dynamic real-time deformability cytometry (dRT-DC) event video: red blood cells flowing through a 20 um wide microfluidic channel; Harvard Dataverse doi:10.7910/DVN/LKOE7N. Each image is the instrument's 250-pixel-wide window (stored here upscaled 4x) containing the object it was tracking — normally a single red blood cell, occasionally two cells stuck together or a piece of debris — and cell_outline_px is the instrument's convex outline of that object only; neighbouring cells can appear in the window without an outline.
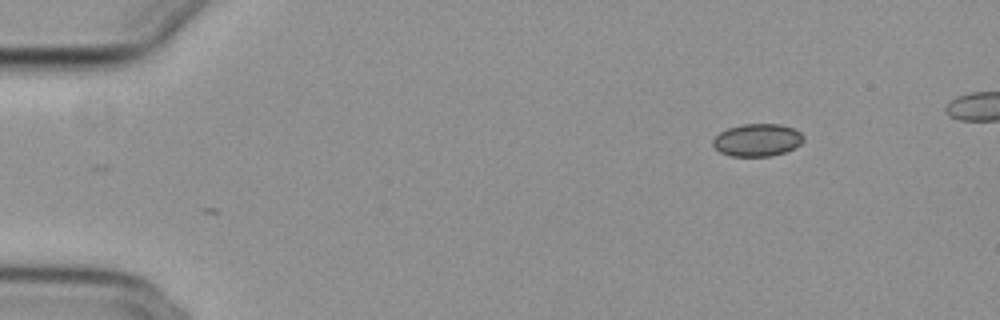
{"species": "common noctule bat (a hibernating species)", "species_latin": "Nyctalus noctula", "temperature_condition": "cold", "stored_images_in_passage": 2, "camera_frame_rate_fps": 3000, "um_per_image_px": 0.085, "animal": {"sex": "female", "body_mass_g": 29.2, "forearm_length_mm": 56.3}, "frame": {"image": 1, "passage_image": 1, "time_ms": 0.0, "image_size_px": [1000, 320], "cell_outline_px": [[804, 140], [800, 144], [784, 152], [772, 156], [732, 156], [720, 152], [712, 144], [712, 140], [720, 132], [728, 128], [744, 124], [780, 124], [792, 128], [800, 132], [804, 136]], "centroid_in_image_um": [64.37, 11.9], "position_along_channel_um": 20.6, "area_um2": 17.05}}